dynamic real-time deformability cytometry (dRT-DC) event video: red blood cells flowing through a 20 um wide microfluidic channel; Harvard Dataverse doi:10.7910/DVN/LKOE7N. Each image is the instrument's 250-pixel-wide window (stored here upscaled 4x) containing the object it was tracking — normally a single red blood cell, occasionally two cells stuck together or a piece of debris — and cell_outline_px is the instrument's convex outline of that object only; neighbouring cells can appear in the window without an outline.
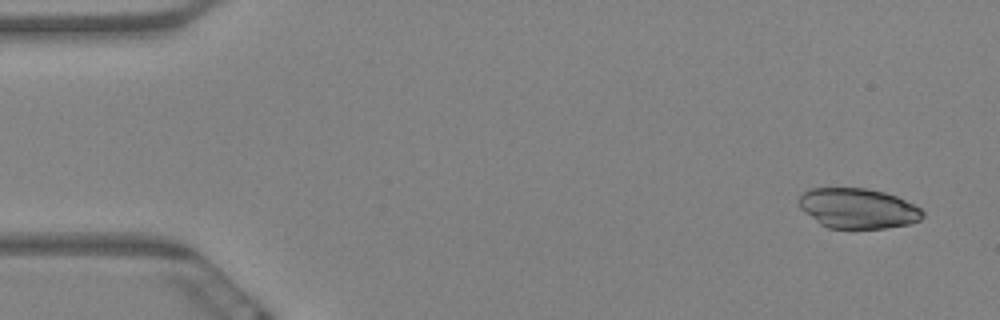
{"species": "Egyptian fruit bat (a non-hibernating species)", "species_latin": "Rousettus aegyptiacus", "temperature_condition": "warm", "stored_images_in_passage": 6, "camera_frame_rate_fps": 3000, "um_per_image_px": 0.085, "animal": {"sex": "female"}, "frame": {"image": 1, "passage_image": 1, "time_ms": 0.0, "image_size_px": [1000, 320], "cell_outline_px": [[924, 216], [920, 220], [908, 224], [884, 228], [828, 228], [820, 224], [804, 212], [800, 208], [800, 196], [808, 188], [864, 188], [884, 192], [896, 196], [920, 208], [924, 212]], "centroid_in_image_um": [72.91, 17.71], "position_along_channel_um": 12.1, "area_um2": 28.78}}
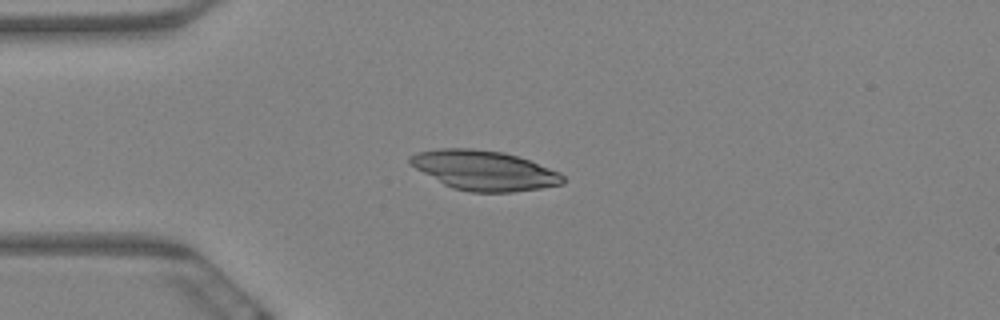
{"frame": {"image": 2, "passage_image": 4, "time_ms": 1.0, "image_size_px": [1000, 320], "cell_outline_px": [[564, 184], [540, 188], [512, 192], [468, 192], [452, 188], [444, 184], [408, 164], [408, 156], [416, 152], [440, 148], [472, 148], [504, 152], [528, 160], [560, 172], [564, 176]], "centroid_in_image_um": [41.12, 14.48], "position_along_channel_um": 43.9, "area_um2": 35.43}}
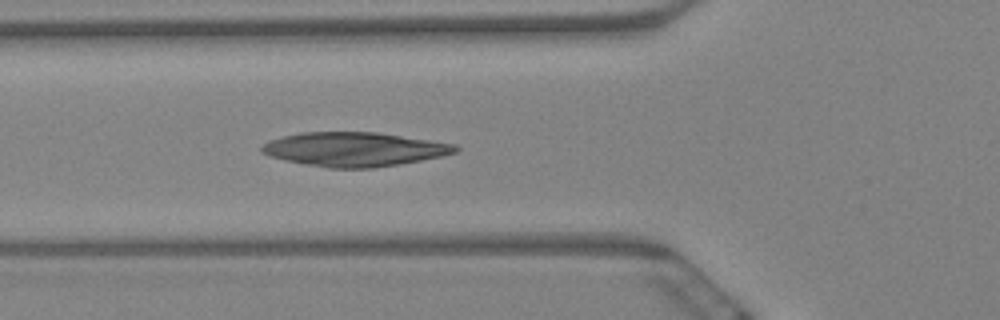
{"frame": {"image": 3, "passage_image": 6, "time_ms": 1.667, "image_size_px": [1000, 320], "cell_outline_px": [[460, 148], [456, 152], [444, 156], [400, 164], [372, 168], [328, 168], [304, 164], [284, 160], [268, 156], [260, 152], [260, 148], [268, 140], [300, 132], [376, 132], [456, 144]], "centroid_in_image_um": [30.1, 12.69], "position_along_channel_um": 95.7, "area_um2": 38.67}}